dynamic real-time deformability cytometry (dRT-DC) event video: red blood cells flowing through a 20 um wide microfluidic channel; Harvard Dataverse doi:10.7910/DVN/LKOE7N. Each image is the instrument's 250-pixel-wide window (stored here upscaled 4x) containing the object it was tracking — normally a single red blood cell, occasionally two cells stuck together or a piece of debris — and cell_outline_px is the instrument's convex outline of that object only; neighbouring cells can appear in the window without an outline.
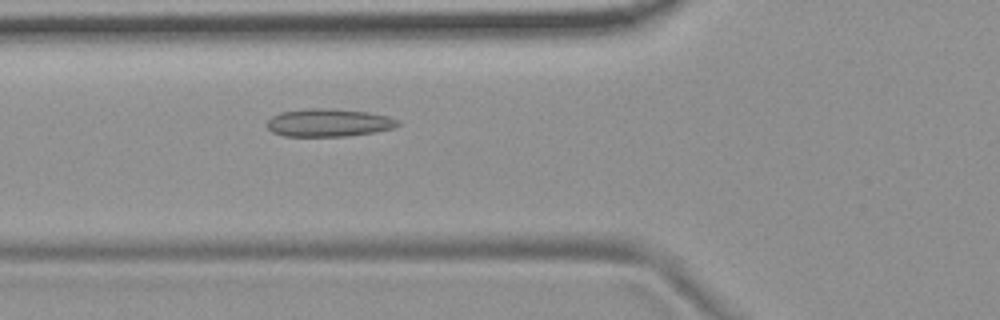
{"species": "common noctule bat (a hibernating species)", "species_latin": "Nyctalus noctula", "temperature_condition": "room temperature", "stored_images_in_passage": 53, "camera_frame_rate_fps": 3000, "um_per_image_px": 0.085, "animal": {"sex": "female", "body_mass_g": 19.9}, "frame": {"image": 1, "passage_image": 19, "time_ms": 6.0, "image_size_px": [1000, 320], "cell_outline_px": [[400, 124], [396, 128], [348, 136], [284, 136], [272, 132], [268, 128], [268, 120], [272, 116], [280, 112], [312, 108], [332, 108], [368, 112], [388, 116], [400, 120]], "centroid_in_image_um": [27.97, 10.42], "position_along_channel_um": 97.8, "area_um2": 21.33}}
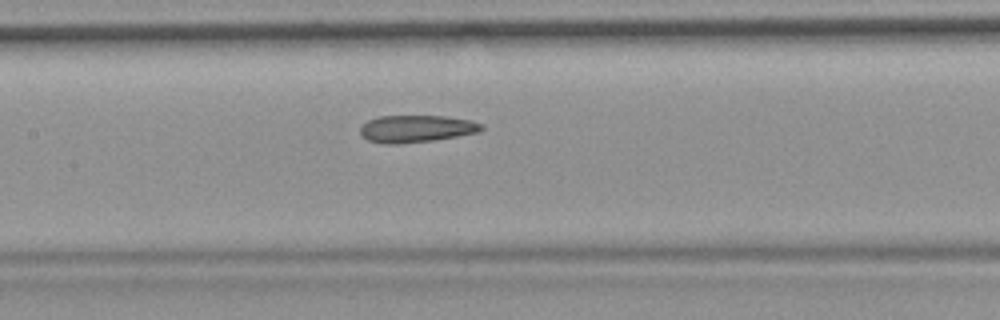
{"frame": {"image": 2, "passage_image": 25, "time_ms": 8.0, "image_size_px": [1000, 320], "cell_outline_px": [[484, 128], [476, 132], [456, 136], [432, 140], [396, 144], [384, 144], [368, 140], [360, 132], [360, 128], [368, 120], [376, 116], [444, 116], [472, 120], [484, 124]], "centroid_in_image_um": [35.38, 10.93], "position_along_channel_um": 172.0, "area_um2": 19.07}}
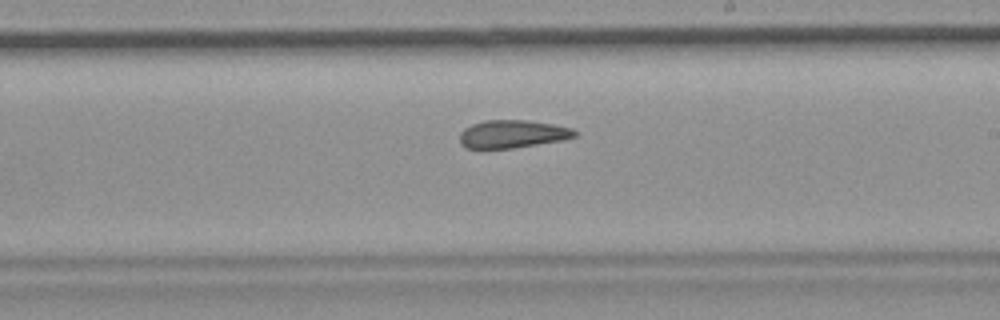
{"frame": {"image": 3, "passage_image": 31, "time_ms": 10.0, "image_size_px": [1000, 320], "cell_outline_px": [[576, 136], [564, 140], [512, 148], [464, 148], [460, 144], [460, 132], [464, 128], [472, 124], [484, 120], [528, 120], [552, 124], [572, 128], [576, 132]], "centroid_in_image_um": [43.54, 11.39], "position_along_channel_um": 245.5, "area_um2": 18.73}, "authors_computed_cell_mechanics": {"area_um2": 20.23, "velocity_mm_per_s": 3.7013, "shape_relaxation_time_tau1_ms": null, "shape_relaxation_time_tau2_ms": 3.1881, "deformation_change_tau1": null, "deformation_change_tau2": 0.1042}}